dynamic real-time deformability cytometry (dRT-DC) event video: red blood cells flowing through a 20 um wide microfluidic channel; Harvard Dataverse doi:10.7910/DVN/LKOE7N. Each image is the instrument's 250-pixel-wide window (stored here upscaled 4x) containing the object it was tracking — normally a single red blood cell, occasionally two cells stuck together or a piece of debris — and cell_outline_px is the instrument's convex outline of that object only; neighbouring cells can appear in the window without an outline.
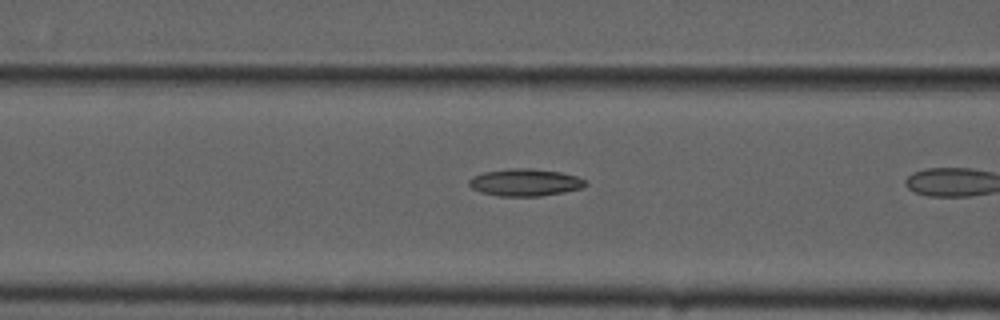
{"species": "common noctule bat (a hibernating species)", "species_latin": "Nyctalus noctula", "temperature_condition": "cold", "stored_images_in_passage": 6, "camera_frame_rate_fps": 3000, "um_per_image_px": 0.085, "animal": {"sex": "male", "forearm_length_mm": 52.5}, "frame": {"image": 1, "passage_image": 5, "time_ms": 1.333, "image_size_px": [1000, 320], "cell_outline_px": [[588, 184], [584, 188], [564, 192], [540, 196], [500, 196], [480, 192], [472, 188], [468, 184], [468, 180], [472, 176], [484, 172], [508, 168], [532, 168], [560, 172], [576, 176], [584, 180]], "centroid_in_image_um": [44.62, 15.5], "position_along_channel_um": 122.0, "area_um2": 18.61}}